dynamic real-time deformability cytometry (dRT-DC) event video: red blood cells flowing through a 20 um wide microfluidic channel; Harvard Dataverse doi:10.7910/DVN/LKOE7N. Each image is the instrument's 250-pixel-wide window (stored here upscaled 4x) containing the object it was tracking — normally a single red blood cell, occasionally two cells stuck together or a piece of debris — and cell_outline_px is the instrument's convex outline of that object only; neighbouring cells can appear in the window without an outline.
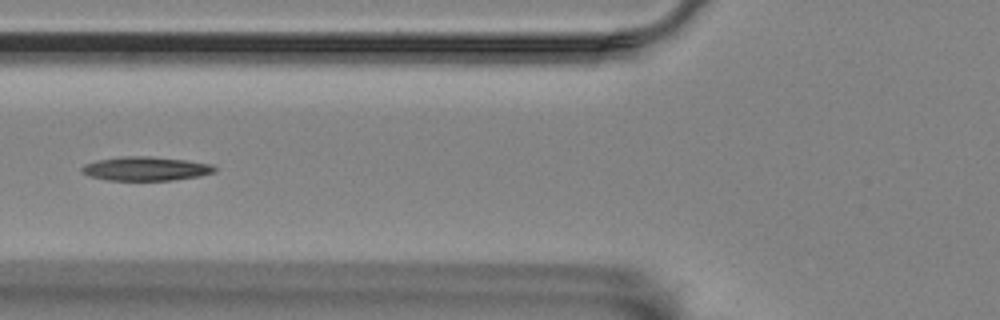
{"species": "Egyptian fruit bat (a non-hibernating species)", "species_latin": "Rousettus aegyptiacus", "temperature_condition": "room temperature", "stored_images_in_passage": 7, "segment_of_instrument_passage": [2, 2], "camera_frame_rate_fps": 3000, "um_per_image_px": 0.085, "animal": {"sex": "female"}, "frame": {"image": 1, "passage_image": 6, "time_ms": 5.667, "image_size_px": [1000, 320], "cell_outline_px": [[216, 168], [212, 172], [200, 176], [172, 180], [108, 180], [88, 176], [80, 172], [80, 168], [84, 164], [96, 160], [120, 156], [148, 156], [184, 160], [212, 164]], "centroid_in_image_um": [12.31, 14.33], "position_along_channel_um": 113.5, "area_um2": 18.55}}
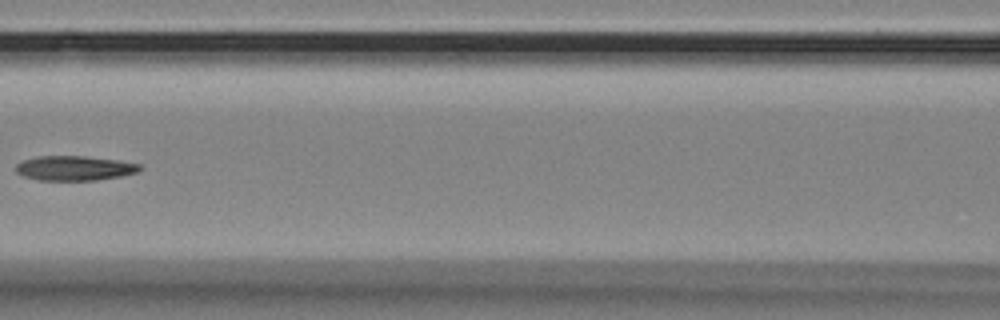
{"frame": {"image": 2, "passage_image": 7, "time_ms": 7.0, "image_size_px": [1000, 320], "cell_outline_px": [[144, 168], [136, 172], [120, 176], [96, 180], [40, 180], [24, 176], [16, 172], [16, 164], [24, 160], [36, 156], [84, 156], [116, 160], [140, 164]], "centroid_in_image_um": [6.33, 14.29], "position_along_channel_um": 160.3, "area_um2": 17.69}}